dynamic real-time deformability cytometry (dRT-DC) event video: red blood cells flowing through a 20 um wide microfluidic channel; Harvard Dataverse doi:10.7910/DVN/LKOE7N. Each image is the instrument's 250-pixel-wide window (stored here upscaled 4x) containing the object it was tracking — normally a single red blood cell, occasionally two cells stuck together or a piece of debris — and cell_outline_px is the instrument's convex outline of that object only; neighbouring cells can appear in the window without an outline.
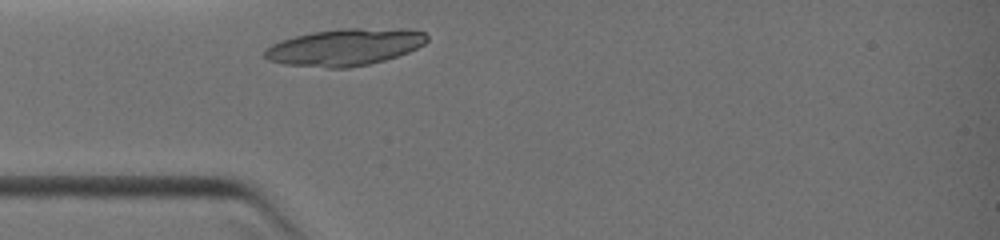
{"species": "common noctule bat (a hibernating species)", "species_latin": "Nyctalus noctula", "temperature_condition": "warm", "stored_images_in_passage": 1, "camera_frame_rate_fps": 3000, "um_per_image_px": 0.085, "animal": {"sex": "female", "body_mass_g": 19.0, "forearm_length_mm": 51.5}, "frame": {"image": 1, "passage_image": 1, "time_ms": 0.0, "image_size_px": [1000, 240], "cell_outline_px": [[428, 40], [424, 44], [408, 52], [384, 60], [368, 64], [348, 68], [328, 68], [284, 64], [268, 60], [264, 56], [264, 52], [272, 44], [280, 40], [312, 32], [340, 28], [408, 28], [424, 32], [428, 36]], "centroid_in_image_um": [29.34, 3.99], "position_along_channel_um": 55.7, "area_um2": 35.03}}